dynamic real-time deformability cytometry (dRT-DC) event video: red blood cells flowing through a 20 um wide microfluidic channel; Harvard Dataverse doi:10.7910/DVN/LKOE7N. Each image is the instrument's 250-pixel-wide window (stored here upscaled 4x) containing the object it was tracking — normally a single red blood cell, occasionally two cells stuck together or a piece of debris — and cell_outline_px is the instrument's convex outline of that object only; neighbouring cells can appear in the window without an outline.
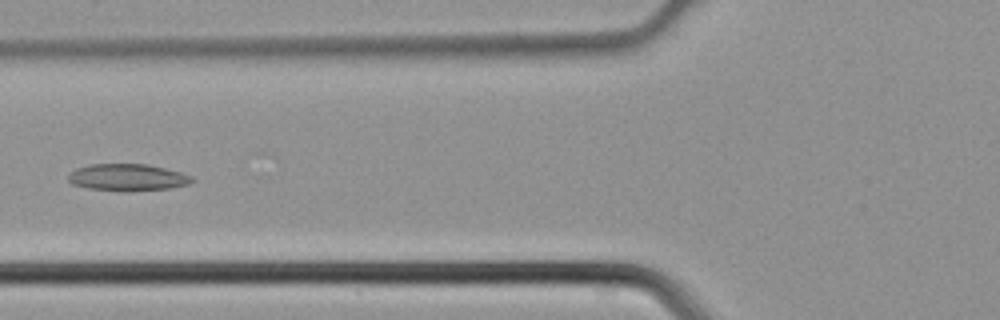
{"species": "common noctule bat (a hibernating species)", "species_latin": "Nyctalus noctula", "temperature_condition": "cold", "stored_images_in_passage": 41, "camera_frame_rate_fps": 3000, "um_per_image_px": 0.085, "animal": {"sex": "male", "body_mass_g": 21.5, "forearm_length_mm": 52.0}, "frame": {"image": 1, "passage_image": 14, "time_ms": 4.333, "image_size_px": [1000, 320], "cell_outline_px": [[196, 180], [188, 184], [172, 188], [124, 192], [88, 188], [72, 184], [68, 180], [68, 176], [76, 168], [88, 164], [148, 164], [180, 172], [192, 176]], "centroid_in_image_um": [10.86, 15.08], "position_along_channel_um": 114.9, "area_um2": 19.59}}
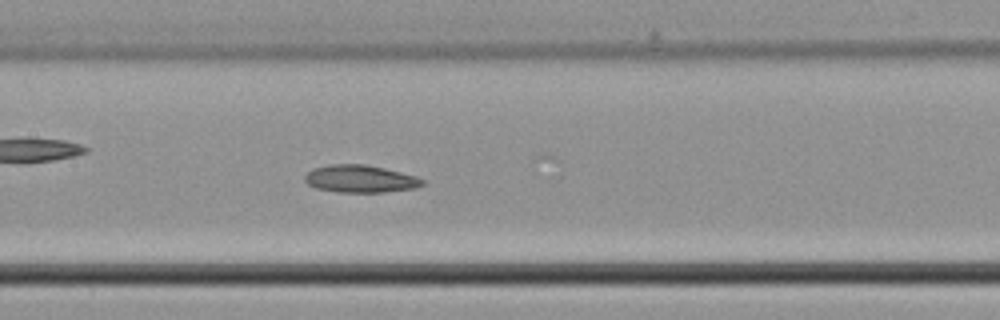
{"frame": {"image": 2, "passage_image": 18, "time_ms": 5.667, "image_size_px": [1000, 320], "cell_outline_px": [[424, 184], [416, 188], [384, 192], [336, 192], [316, 188], [308, 184], [304, 180], [304, 176], [312, 168], [328, 164], [364, 164], [384, 168], [416, 176], [424, 180]], "centroid_in_image_um": [30.6, 15.2], "position_along_channel_um": 176.8, "area_um2": 18.9}}
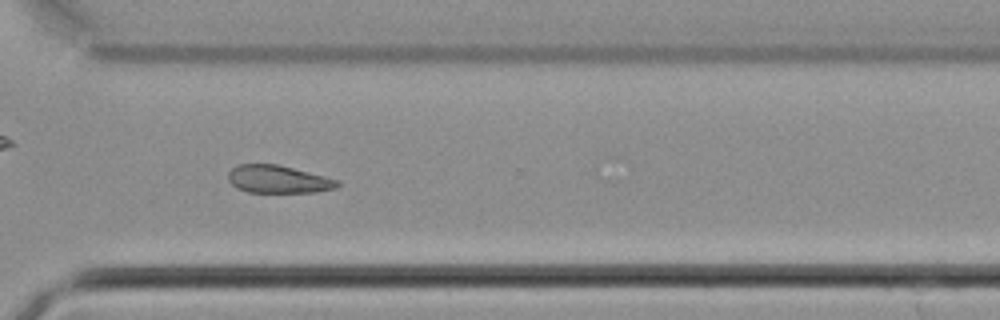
{"frame": {"image": 3, "passage_image": 29, "time_ms": 9.333, "image_size_px": [1000, 320], "cell_outline_px": [[340, 184], [336, 188], [316, 192], [248, 192], [236, 188], [228, 180], [228, 172], [236, 164], [276, 164], [340, 180]], "centroid_in_image_um": [23.63, 15.24], "position_along_channel_um": 347.0, "area_um2": 17.63}}